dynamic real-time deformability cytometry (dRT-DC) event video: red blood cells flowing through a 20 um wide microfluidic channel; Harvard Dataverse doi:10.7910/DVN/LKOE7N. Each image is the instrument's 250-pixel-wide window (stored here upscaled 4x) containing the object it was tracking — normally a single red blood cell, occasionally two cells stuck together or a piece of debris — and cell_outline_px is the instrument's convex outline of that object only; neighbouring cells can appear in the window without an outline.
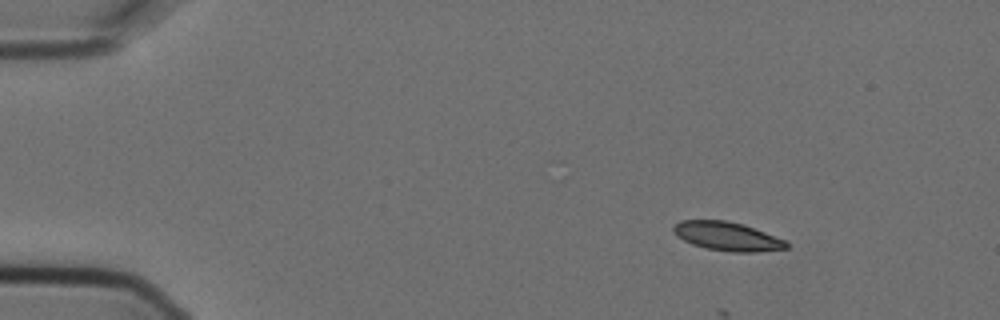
{"species": "Egyptian fruit bat (a non-hibernating species)", "species_latin": "Rousettus aegyptiacus", "temperature_condition": "cold", "stored_images_in_passage": 5, "camera_frame_rate_fps": 3000, "um_per_image_px": 0.085, "animal": {"sex": "female"}, "frame": {"image": 1, "passage_image": 2, "time_ms": 0.333, "image_size_px": [1000, 320], "cell_outline_px": [[788, 248], [756, 252], [732, 252], [704, 248], [692, 244], [676, 236], [672, 232], [672, 228], [680, 220], [724, 220], [744, 224], [788, 240]], "centroid_in_image_um": [61.83, 20.08], "position_along_channel_um": 23.2, "area_um2": 19.19}}